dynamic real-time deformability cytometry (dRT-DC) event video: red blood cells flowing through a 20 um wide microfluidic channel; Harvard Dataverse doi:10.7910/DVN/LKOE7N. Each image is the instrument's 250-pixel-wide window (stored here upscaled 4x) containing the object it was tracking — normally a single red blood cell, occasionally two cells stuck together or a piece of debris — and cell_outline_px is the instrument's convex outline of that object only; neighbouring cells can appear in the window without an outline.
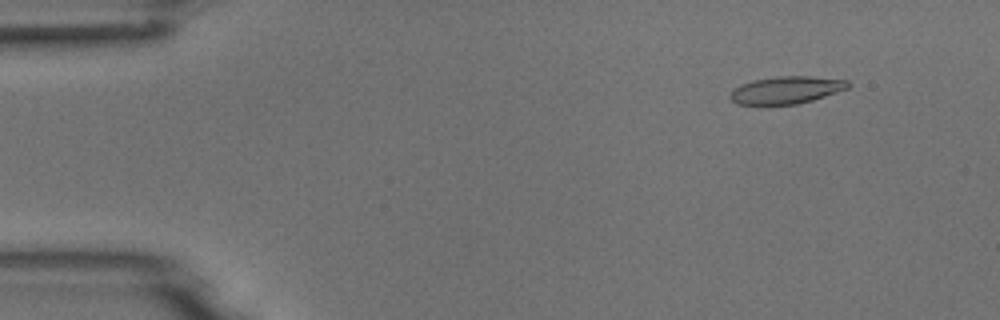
{"species": "common noctule bat (a hibernating species)", "species_latin": "Nyctalus noctula", "temperature_condition": "room temperature", "stored_images_in_passage": 9, "camera_frame_rate_fps": 3000, "um_per_image_px": 0.085, "animal": {"sex": "male", "body_mass_g": 18.8}, "frame": {"image": 1, "passage_image": 2, "time_ms": 1.0, "image_size_px": [1000, 320], "cell_outline_px": [[852, 84], [848, 88], [812, 100], [796, 104], [736, 104], [728, 96], [732, 88], [740, 84], [752, 80], [776, 76], [808, 76], [848, 80]], "centroid_in_image_um": [66.8, 7.64], "position_along_channel_um": 18.2, "area_um2": 18.84}}